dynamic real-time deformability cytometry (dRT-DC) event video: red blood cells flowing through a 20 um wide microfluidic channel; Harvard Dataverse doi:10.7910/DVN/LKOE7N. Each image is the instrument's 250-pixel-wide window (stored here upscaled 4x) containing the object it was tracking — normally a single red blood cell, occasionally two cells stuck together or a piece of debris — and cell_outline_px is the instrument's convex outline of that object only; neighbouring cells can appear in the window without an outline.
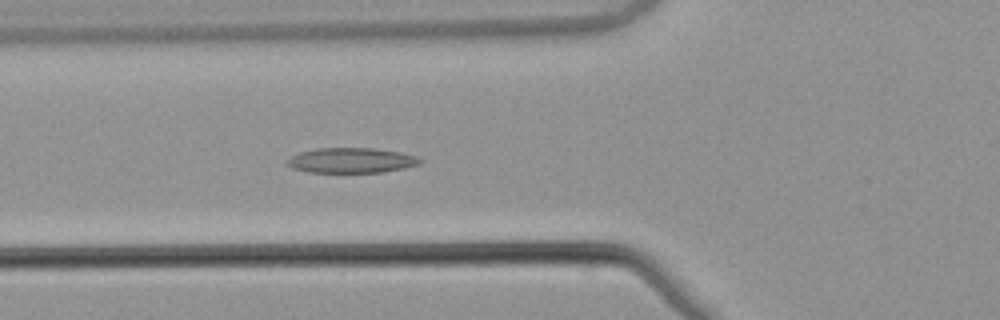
{"species": "common noctule bat (a hibernating species)", "species_latin": "Nyctalus noctula", "temperature_condition": "warm", "stored_images_in_passage": 5, "camera_frame_rate_fps": 3000, "um_per_image_px": 0.085, "animal": {"sex": "male", "body_mass_g": 21.5, "forearm_length_mm": 52.0}, "frame": {"image": 1, "passage_image": 5, "time_ms": 1.333, "image_size_px": [1000, 320], "cell_outline_px": [[424, 160], [420, 164], [404, 168], [380, 172], [308, 172], [292, 168], [284, 164], [292, 156], [300, 152], [316, 148], [372, 148], [400, 152], [416, 156]], "centroid_in_image_um": [29.86, 13.63], "position_along_channel_um": 95.9, "area_um2": 19.42}}